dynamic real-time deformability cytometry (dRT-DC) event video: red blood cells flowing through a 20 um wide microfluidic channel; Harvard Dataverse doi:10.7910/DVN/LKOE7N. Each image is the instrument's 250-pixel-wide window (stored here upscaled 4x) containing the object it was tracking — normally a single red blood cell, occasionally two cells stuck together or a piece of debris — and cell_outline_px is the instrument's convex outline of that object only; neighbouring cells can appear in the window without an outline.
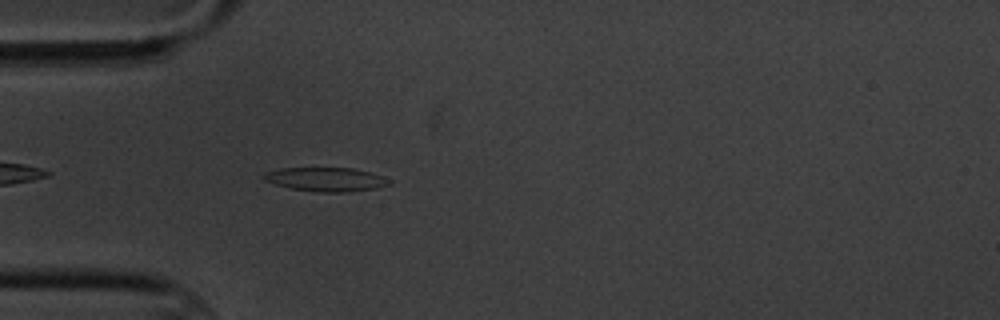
{"species": "common noctule bat (a hibernating species)", "species_latin": "Nyctalus noctula", "temperature_condition": "cold", "stored_images_in_passage": 4, "camera_frame_rate_fps": 3000, "um_per_image_px": 0.085, "animal": {"sex": "male", "body_mass_g": 20.1, "forearm_length_mm": 53.5}, "frame": {"image": 1, "passage_image": 4, "time_ms": 4.333, "image_size_px": [1000, 320], "cell_outline_px": [[392, 184], [376, 188], [340, 192], [320, 192], [292, 188], [276, 184], [264, 180], [260, 176], [264, 172], [280, 168], [352, 168], [384, 176], [392, 180]], "centroid_in_image_um": [27.7, 15.23], "position_along_channel_um": 57.3, "area_um2": 17.4}}